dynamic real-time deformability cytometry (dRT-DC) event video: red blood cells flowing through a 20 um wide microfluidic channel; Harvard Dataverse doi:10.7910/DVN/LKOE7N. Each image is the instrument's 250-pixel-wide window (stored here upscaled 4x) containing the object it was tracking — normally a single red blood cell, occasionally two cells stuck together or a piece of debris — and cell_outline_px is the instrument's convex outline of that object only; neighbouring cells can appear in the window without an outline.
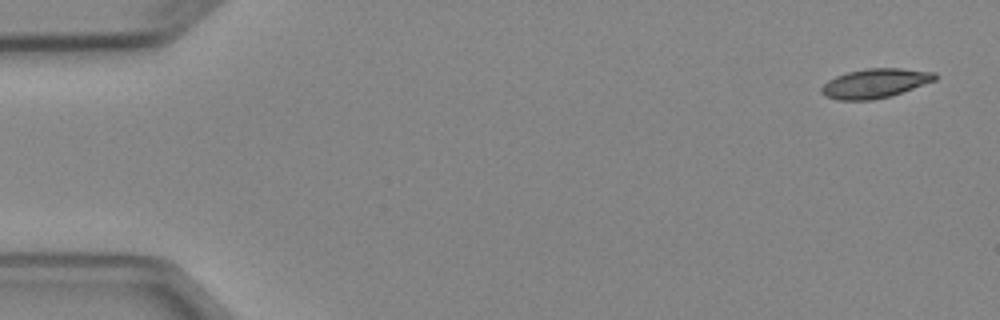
{"species": "Egyptian fruit bat (a non-hibernating species)", "species_latin": "Rousettus aegyptiacus", "temperature_condition": "cold", "stored_images_in_passage": 7, "camera_frame_rate_fps": 3000, "um_per_image_px": 0.085, "animal": {"sex": "female"}, "frame": {"image": 1, "passage_image": 1, "time_ms": 0.0, "image_size_px": [1000, 320], "cell_outline_px": [[940, 76], [936, 80], [892, 96], [872, 100], [836, 100], [824, 96], [820, 92], [820, 88], [828, 80], [836, 76], [848, 72], [864, 68], [900, 68], [936, 72]], "centroid_in_image_um": [74.39, 7.08], "position_along_channel_um": 10.6, "area_um2": 19.71}}
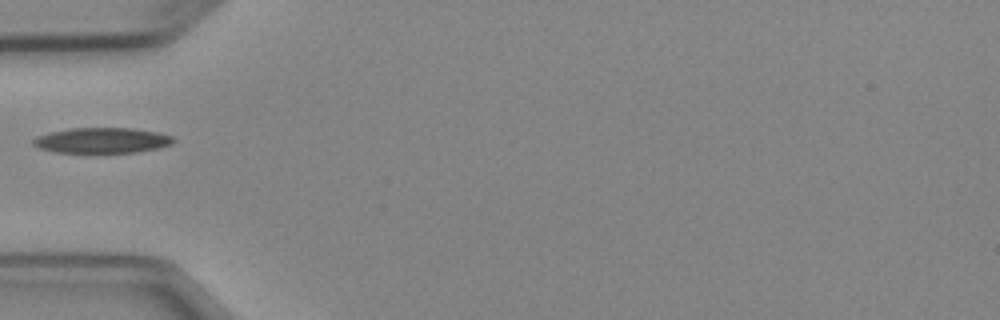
{"frame": {"image": 2, "passage_image": 5, "time_ms": 5.0, "image_size_px": [1000, 320], "cell_outline_px": [[176, 140], [172, 144], [160, 148], [136, 152], [56, 152], [40, 148], [32, 144], [32, 140], [36, 136], [48, 132], [72, 128], [132, 128], [156, 132], [172, 136]], "centroid_in_image_um": [8.67, 11.93], "position_along_channel_um": 76.3, "area_um2": 20.75}}
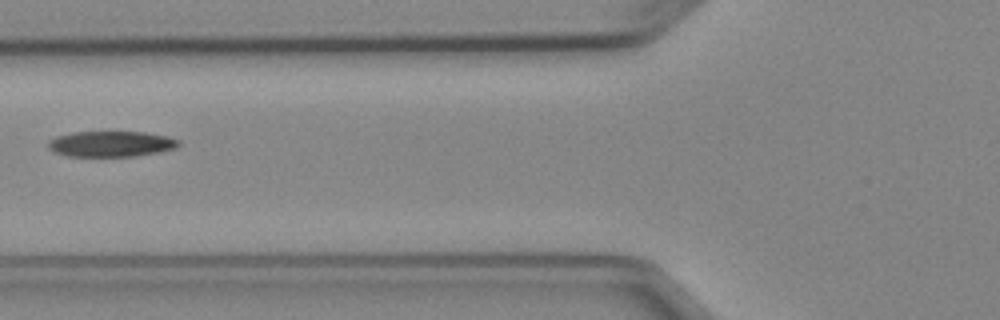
{"frame": {"image": 3, "passage_image": 6, "time_ms": 6.0, "image_size_px": [1000, 320], "cell_outline_px": [[180, 144], [176, 148], [160, 152], [136, 156], [68, 156], [52, 152], [48, 148], [48, 140], [56, 136], [72, 132], [144, 132], [168, 136], [180, 140]], "centroid_in_image_um": [9.43, 12.23], "position_along_channel_um": 116.4, "area_um2": 19.71}}